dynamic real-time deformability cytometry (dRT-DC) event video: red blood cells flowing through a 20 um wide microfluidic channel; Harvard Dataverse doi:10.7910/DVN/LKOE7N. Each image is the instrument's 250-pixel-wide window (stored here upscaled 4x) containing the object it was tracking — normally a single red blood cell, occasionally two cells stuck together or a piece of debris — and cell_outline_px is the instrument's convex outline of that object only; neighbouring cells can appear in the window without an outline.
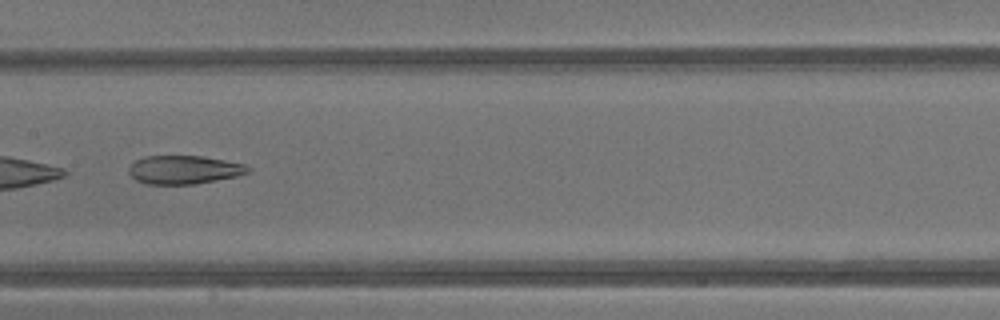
{"species": "common noctule bat (a hibernating species)", "species_latin": "Nyctalus noctula", "temperature_condition": "warm", "stored_images_in_passage": 29, "camera_frame_rate_fps": 3000, "um_per_image_px": 0.085, "animal": {"sex": "male", "body_mass_g": 13.3}, "frame": {"image": 1, "passage_image": 13, "time_ms": 4.0, "image_size_px": [1000, 320], "cell_outline_px": [[252, 168], [248, 172], [236, 176], [216, 180], [192, 184], [144, 184], [136, 180], [128, 172], [128, 168], [136, 160], [144, 156], [200, 156], [224, 160], [244, 164]], "centroid_in_image_um": [15.61, 14.43], "position_along_channel_um": 191.8, "area_um2": 19.65}, "authors_computed_cell_mechanics": {"area_um2": 21.9062, "velocity_mm_per_s": 4.8575, "shape_relaxation_time_tau1_ms": null, "shape_relaxation_time_tau2_ms": 2.5776, "deformation_change_tau1": null, "deformation_change_tau2": 0.1223}}